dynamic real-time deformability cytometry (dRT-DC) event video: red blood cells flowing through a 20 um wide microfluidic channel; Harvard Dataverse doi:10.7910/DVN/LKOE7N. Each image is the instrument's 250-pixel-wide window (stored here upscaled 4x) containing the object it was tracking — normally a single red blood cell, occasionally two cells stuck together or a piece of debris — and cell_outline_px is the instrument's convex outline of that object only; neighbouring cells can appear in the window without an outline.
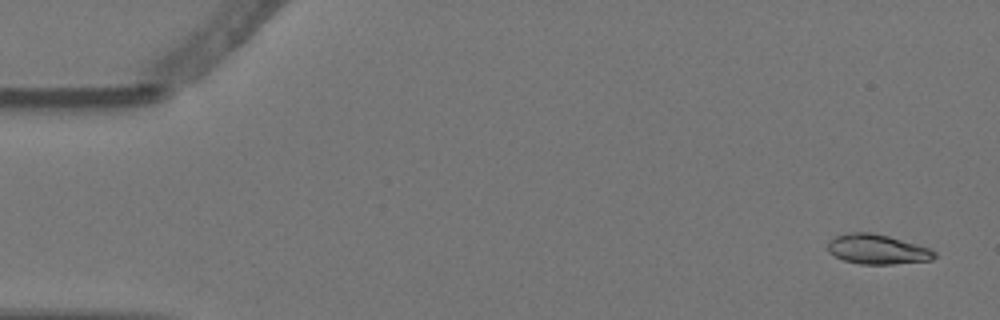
{"species": "Egyptian fruit bat (a non-hibernating species)", "species_latin": "Rousettus aegyptiacus", "temperature_condition": "warm", "stored_images_in_passage": 5, "camera_frame_rate_fps": 3000, "um_per_image_px": 0.085, "animal": {"sex": "female"}, "frame": {"image": 1, "passage_image": 1, "time_ms": 0.0, "image_size_px": [1000, 320], "cell_outline_px": [[936, 256], [932, 260], [892, 264], [860, 264], [844, 260], [828, 252], [828, 240], [836, 236], [848, 232], [868, 232], [888, 236], [916, 244], [928, 248], [936, 252]], "centroid_in_image_um": [74.55, 21.19], "position_along_channel_um": 10.5, "area_um2": 18.38}}